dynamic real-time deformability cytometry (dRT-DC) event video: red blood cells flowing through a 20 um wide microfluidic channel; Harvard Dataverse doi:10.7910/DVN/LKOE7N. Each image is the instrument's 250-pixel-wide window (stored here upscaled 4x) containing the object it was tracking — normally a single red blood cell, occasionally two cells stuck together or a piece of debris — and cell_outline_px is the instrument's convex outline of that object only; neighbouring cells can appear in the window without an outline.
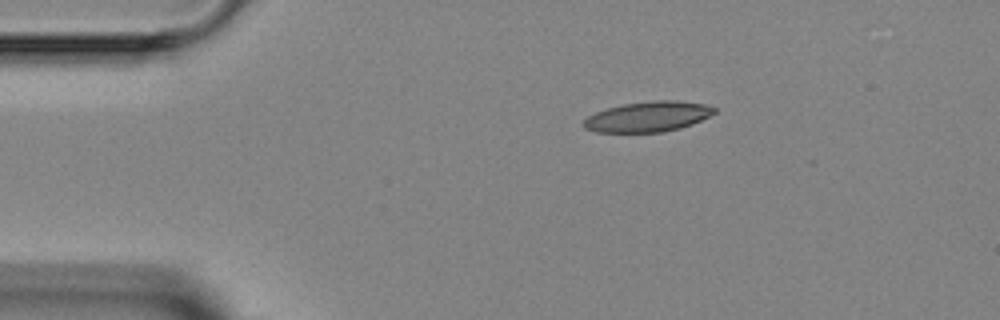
{"species": "Egyptian fruit bat (a non-hibernating species)", "species_latin": "Rousettus aegyptiacus", "temperature_condition": "room temperature", "stored_images_in_passage": 3, "camera_frame_rate_fps": 3000, "um_per_image_px": 0.085, "animal": {"sex": "female"}, "frame": {"image": 1, "passage_image": 1, "time_ms": 0.0, "image_size_px": [1000, 320], "cell_outline_px": [[716, 112], [692, 124], [680, 128], [664, 132], [596, 132], [584, 128], [584, 120], [588, 116], [596, 112], [608, 108], [624, 104], [652, 100], [676, 100], [704, 104], [716, 108]], "centroid_in_image_um": [55.08, 9.91], "position_along_channel_um": 29.9, "area_um2": 22.95}}
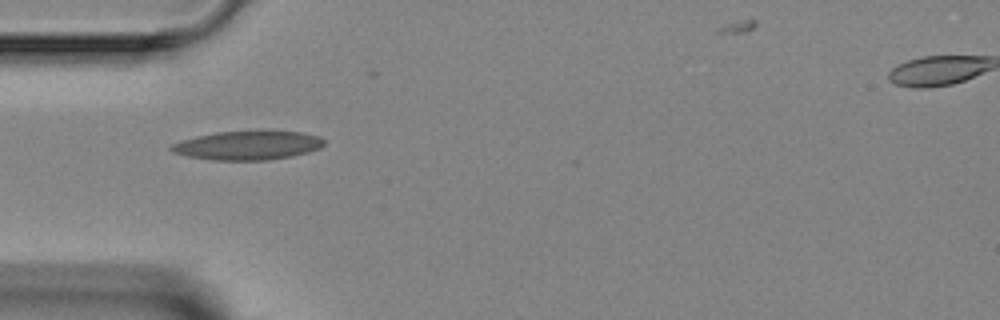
{"frame": {"image": 2, "passage_image": 2, "time_ms": 2.0, "image_size_px": [1000, 320], "cell_outline_px": [[324, 144], [320, 148], [308, 152], [292, 156], [268, 160], [212, 160], [188, 156], [172, 152], [168, 148], [172, 144], [180, 140], [196, 136], [216, 132], [260, 128], [268, 128], [300, 132], [320, 136], [324, 140]], "centroid_in_image_um": [21.09, 12.31], "position_along_channel_um": 63.9, "area_um2": 26.82}}